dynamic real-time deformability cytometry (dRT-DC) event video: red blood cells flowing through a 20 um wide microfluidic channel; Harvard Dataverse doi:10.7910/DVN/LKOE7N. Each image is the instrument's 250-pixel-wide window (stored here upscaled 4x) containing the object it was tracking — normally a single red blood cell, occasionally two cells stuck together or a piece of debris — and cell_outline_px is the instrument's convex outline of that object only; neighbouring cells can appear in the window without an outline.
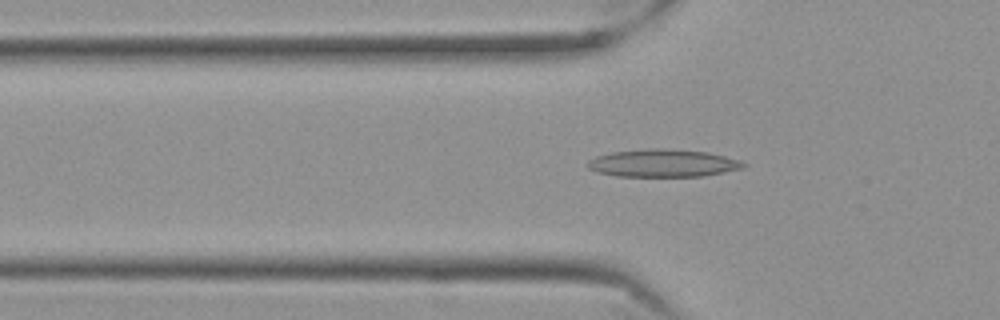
{"species": "Egyptian fruit bat (a non-hibernating species)", "species_latin": "Rousettus aegyptiacus", "temperature_condition": "cold", "stored_images_in_passage": 43, "camera_frame_rate_fps": 3000, "um_per_image_px": 0.085, "frame": {"image": 1, "passage_image": 5, "time_ms": 1.333, "image_size_px": [1000, 320], "cell_outline_px": [[748, 164], [740, 168], [724, 172], [704, 176], [616, 176], [596, 172], [588, 168], [588, 160], [596, 156], [612, 152], [652, 148], [660, 148], [708, 152], [740, 160]], "centroid_in_image_um": [56.33, 13.87], "position_along_channel_um": 69.5, "area_um2": 24.97}}
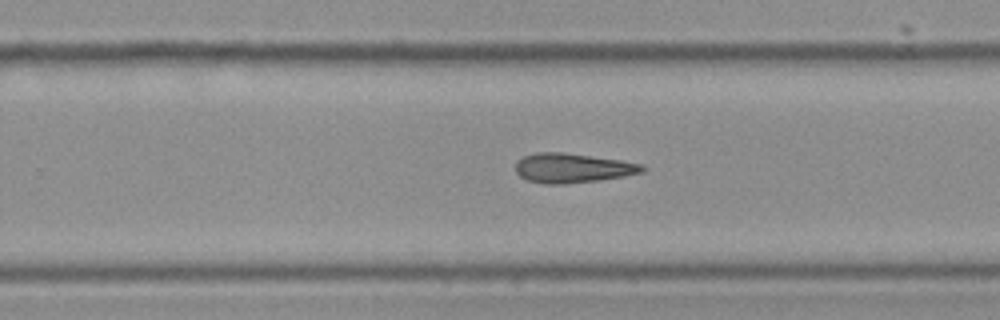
{"frame": {"image": 2, "passage_image": 23, "time_ms": 7.333, "image_size_px": [1000, 320], "cell_outline_px": [[644, 168], [640, 172], [624, 176], [600, 180], [564, 184], [544, 184], [528, 180], [520, 176], [516, 172], [516, 160], [524, 156], [536, 152], [560, 152], [620, 160], [640, 164]], "centroid_in_image_um": [48.59, 14.28], "position_along_channel_um": 281.2, "area_um2": 21.5}}
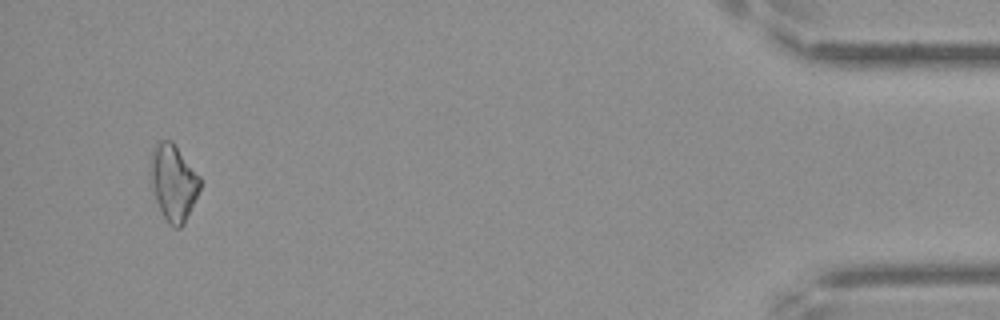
{"frame": {"image": 3, "passage_image": 41, "time_ms": 13.333, "image_size_px": [1000, 320], "cell_outline_px": [[200, 188], [184, 224], [180, 228], [176, 228], [168, 224], [148, 184], [148, 168], [152, 148], [160, 140], [172, 140], [200, 176]], "centroid_in_image_um": [14.68, 15.48], "position_along_channel_um": 420.5, "area_um2": 22.48}, "authors_computed_cell_mechanics": {"area_um2": 21.097, "velocity_mm_per_s": 3.5242, "shape_relaxation_time_tau1_ms": 8.9593, "shape_relaxation_time_tau2_ms": null, "deformation_change_tau1": 0.1997, "deformation_change_tau2": null}}